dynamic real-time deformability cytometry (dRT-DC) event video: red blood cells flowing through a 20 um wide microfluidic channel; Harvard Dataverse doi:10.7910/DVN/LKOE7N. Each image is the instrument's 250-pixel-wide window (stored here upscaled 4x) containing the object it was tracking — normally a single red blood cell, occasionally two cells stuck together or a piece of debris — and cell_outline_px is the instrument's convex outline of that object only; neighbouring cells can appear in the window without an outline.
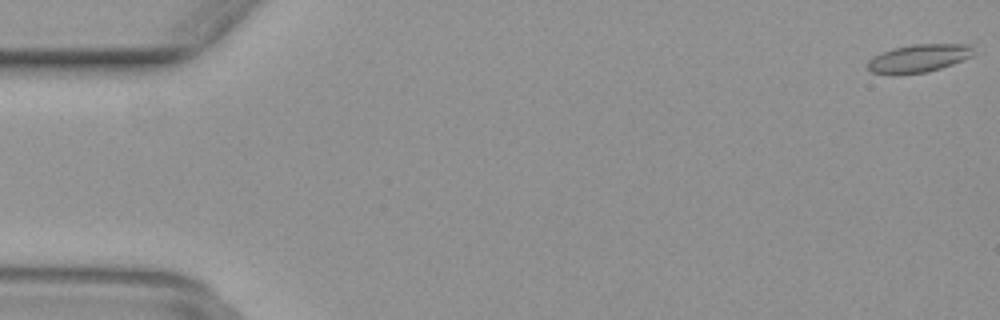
{"species": "common noctule bat (a hibernating species)", "species_latin": "Nyctalus noctula", "temperature_condition": "warm", "stored_images_in_passage": 51, "camera_frame_rate_fps": 3000, "um_per_image_px": 0.085, "animal": {"sex": "female", "body_mass_g": 29.2, "forearm_length_mm": 56.3}, "frame": {"image": 1, "passage_image": 1, "time_ms": 0.0, "image_size_px": [1000, 320], "cell_outline_px": [[972, 56], [952, 64], [928, 72], [892, 76], [872, 72], [868, 68], [868, 60], [872, 56], [880, 52], [892, 48], [912, 44], [972, 44]], "centroid_in_image_um": [78.02, 4.97], "position_along_channel_um": 7.0, "area_um2": 17.57}}
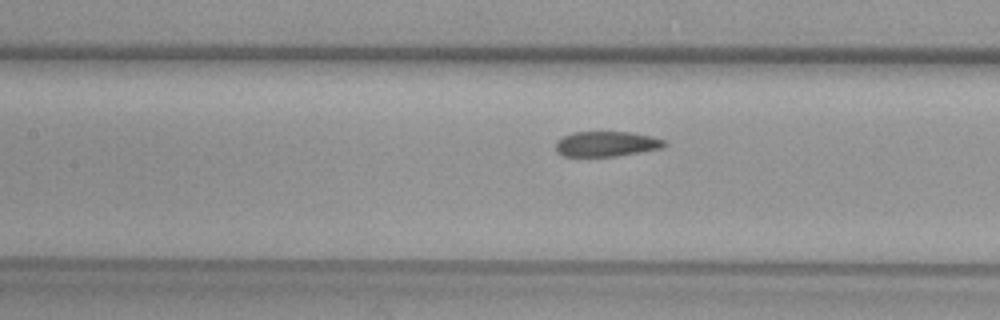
{"frame": {"image": 2, "passage_image": 23, "time_ms": 7.333, "image_size_px": [1000, 320], "cell_outline_px": [[668, 144], [660, 148], [640, 152], [616, 156], [564, 156], [556, 152], [556, 140], [572, 132], [632, 132], [652, 136], [664, 140]], "centroid_in_image_um": [51.54, 12.23], "position_along_channel_um": 155.9, "area_um2": 15.95}}
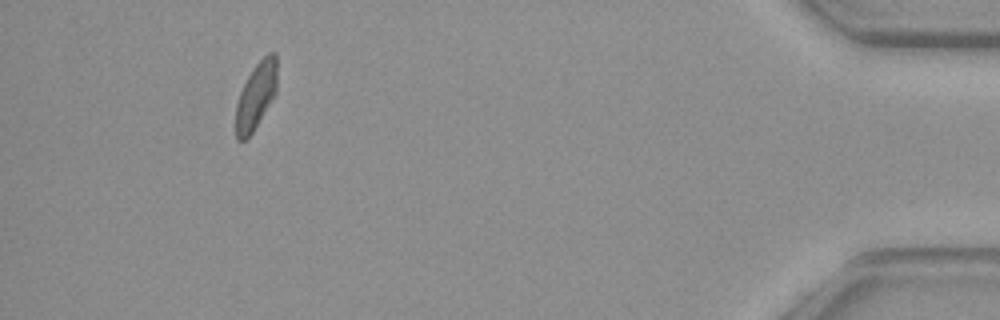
{"frame": {"image": 3, "passage_image": 47, "time_ms": 15.333, "image_size_px": [1000, 320], "cell_outline_px": [[276, 92], [252, 132], [244, 140], [236, 140], [236, 104], [240, 92], [252, 68], [268, 52], [276, 52]], "centroid_in_image_um": [21.75, 8.11], "position_along_channel_um": 413.5, "area_um2": 15.66}}